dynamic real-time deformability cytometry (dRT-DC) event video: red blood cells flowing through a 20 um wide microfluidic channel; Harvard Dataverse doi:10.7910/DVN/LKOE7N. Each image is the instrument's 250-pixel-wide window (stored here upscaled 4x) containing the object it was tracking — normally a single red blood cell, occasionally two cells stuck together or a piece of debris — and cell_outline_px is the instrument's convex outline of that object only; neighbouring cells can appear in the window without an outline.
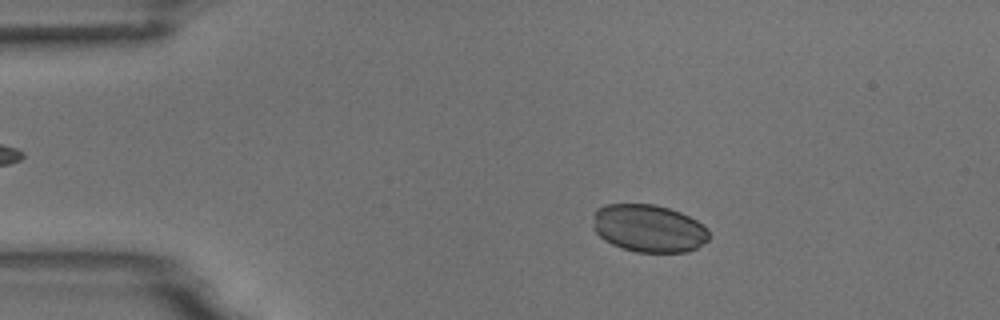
{"species": "common noctule bat (a hibernating species)", "species_latin": "Nyctalus noctula", "temperature_condition": "room temperature", "stored_images_in_passage": 54, "camera_frame_rate_fps": 3000, "um_per_image_px": 0.085, "animal": {"sex": "male", "body_mass_g": 18.8}, "frame": {"image": 1, "passage_image": 10, "time_ms": 3.0, "image_size_px": [1000, 320], "cell_outline_px": [[708, 240], [696, 248], [688, 252], [636, 252], [612, 244], [604, 240], [596, 232], [596, 208], [604, 204], [656, 204], [680, 212], [696, 220], [708, 228]], "centroid_in_image_um": [55.18, 19.41], "position_along_channel_um": 29.8, "area_um2": 31.91}}
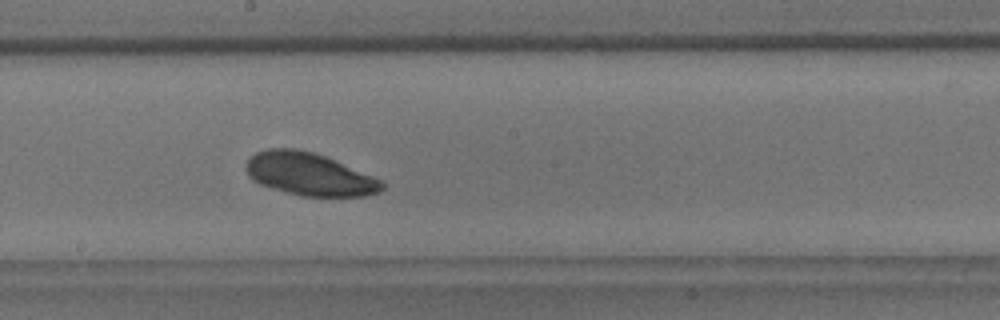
{"frame": {"image": 2, "passage_image": 30, "time_ms": 9.667, "image_size_px": [1000, 320], "cell_outline_px": [[384, 188], [380, 192], [364, 196], [300, 196], [272, 188], [260, 184], [252, 180], [248, 176], [244, 168], [248, 160], [256, 152], [268, 148], [296, 148], [312, 152], [324, 156], [372, 176], [380, 180], [384, 184]], "centroid_in_image_um": [26.25, 14.81], "position_along_channel_um": 222.0, "area_um2": 33.64}}
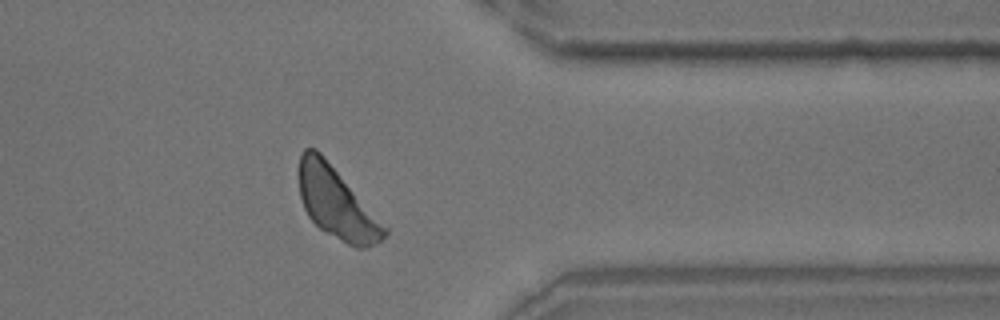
{"frame": {"image": 3, "passage_image": 44, "time_ms": 14.333, "image_size_px": [1000, 320], "cell_outline_px": [[388, 232], [376, 244], [368, 248], [356, 248], [324, 232], [308, 216], [304, 208], [300, 196], [300, 152], [304, 148], [316, 148], [320, 152], [388, 228]], "centroid_in_image_um": [28.61, 17.28], "position_along_channel_um": 382.8, "area_um2": 34.85}}